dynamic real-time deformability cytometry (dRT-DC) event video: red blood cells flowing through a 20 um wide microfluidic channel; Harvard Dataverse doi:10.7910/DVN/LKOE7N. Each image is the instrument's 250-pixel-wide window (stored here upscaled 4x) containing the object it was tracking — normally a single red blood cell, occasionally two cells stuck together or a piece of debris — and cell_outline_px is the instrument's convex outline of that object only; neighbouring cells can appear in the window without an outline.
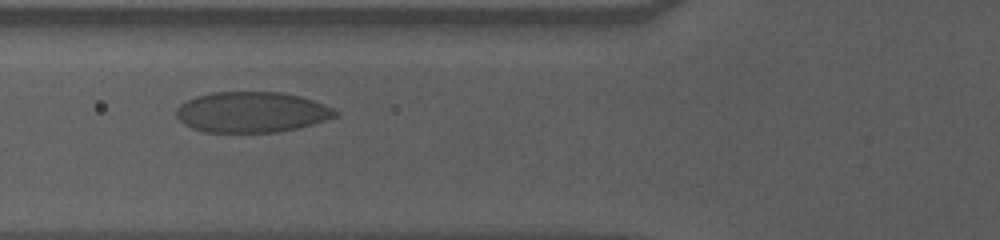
{"species": "human", "species_latin": "Homo sapiens", "temperature_condition": "cold", "stored_images_in_passage": 41, "camera_frame_rate_fps": 3000, "um_per_image_px": 0.085, "donor": {"sex": "male"}, "frame": {"image": 1, "passage_image": 5, "time_ms": 1.333, "image_size_px": [1000, 240], "cell_outline_px": [[340, 112], [336, 116], [312, 124], [280, 132], [204, 132], [192, 128], [184, 124], [176, 116], [176, 108], [180, 104], [196, 96], [212, 92], [280, 92], [300, 96], [312, 100], [332, 108]], "centroid_in_image_um": [21.36, 9.53], "position_along_channel_um": 104.4, "area_um2": 37.51}}
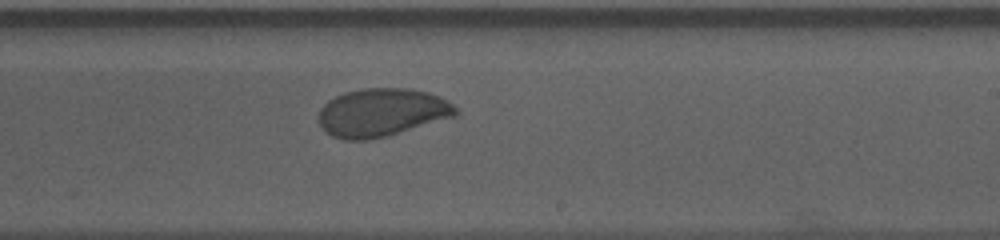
{"frame": {"image": 2, "passage_image": 18, "time_ms": 5.667, "image_size_px": [1000, 240], "cell_outline_px": [[460, 112], [456, 116], [388, 136], [368, 140], [340, 140], [332, 136], [320, 124], [320, 108], [328, 100], [344, 92], [364, 88], [408, 88], [428, 92], [440, 96], [448, 100]], "centroid_in_image_um": [32.48, 9.56], "position_along_channel_um": 256.5, "area_um2": 38.61}}
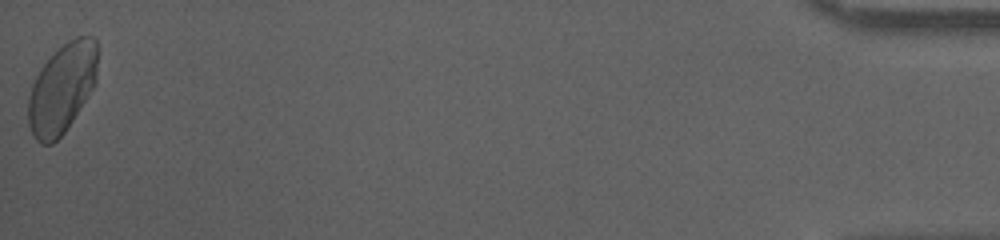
{"frame": {"image": 3, "passage_image": 41, "time_ms": 13.333, "image_size_px": [1000, 240], "cell_outline_px": [[96, 84], [64, 132], [52, 144], [40, 144], [36, 140], [28, 124], [28, 96], [32, 84], [40, 68], [68, 40], [76, 36], [92, 36], [96, 40]], "centroid_in_image_um": [5.26, 7.52], "position_along_channel_um": 429.9, "area_um2": 35.78}, "authors_computed_cell_mechanics": {"area_um2": 38.148, "velocity_mm_per_s": 3.5193, "shape_relaxation_time_tau1_ms": 3.9528, "shape_relaxation_time_tau2_ms": 0.8172, "deformation_change_tau1": 0.1132, "deformation_change_tau2": 0.0316}}